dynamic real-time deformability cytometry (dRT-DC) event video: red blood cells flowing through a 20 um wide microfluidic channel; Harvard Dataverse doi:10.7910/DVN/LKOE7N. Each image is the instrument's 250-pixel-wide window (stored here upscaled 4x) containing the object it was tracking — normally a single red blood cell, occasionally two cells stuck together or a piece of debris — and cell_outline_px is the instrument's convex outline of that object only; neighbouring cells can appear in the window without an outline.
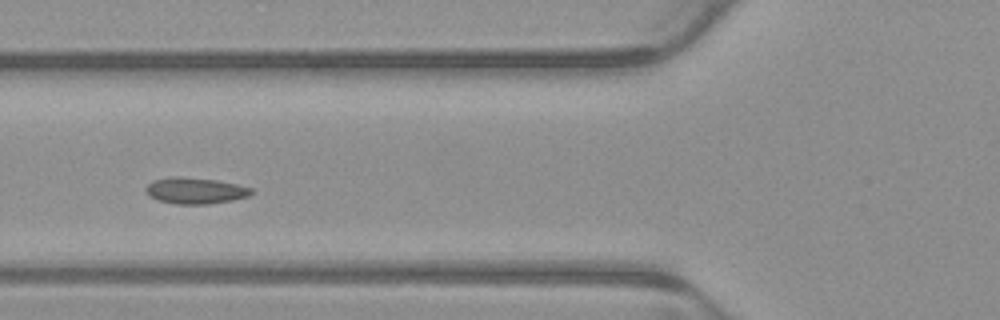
{"species": "common noctule bat (a hibernating species)", "species_latin": "Nyctalus noctula", "temperature_condition": "warm", "stored_images_in_passage": 5, "camera_frame_rate_fps": 3000, "um_per_image_px": 0.085, "animal": {"sex": "male", "body_mass_g": 23.1, "forearm_length_mm": 52.7}, "frame": {"image": 1, "passage_image": 5, "time_ms": 1.333, "image_size_px": [1000, 320], "cell_outline_px": [[256, 192], [248, 196], [232, 200], [208, 204], [176, 204], [160, 200], [148, 196], [144, 192], [144, 188], [152, 180], [172, 176], [180, 176], [216, 180], [236, 184], [252, 188]], "centroid_in_image_um": [16.57, 16.2], "position_along_channel_um": 109.2, "area_um2": 16.3}}